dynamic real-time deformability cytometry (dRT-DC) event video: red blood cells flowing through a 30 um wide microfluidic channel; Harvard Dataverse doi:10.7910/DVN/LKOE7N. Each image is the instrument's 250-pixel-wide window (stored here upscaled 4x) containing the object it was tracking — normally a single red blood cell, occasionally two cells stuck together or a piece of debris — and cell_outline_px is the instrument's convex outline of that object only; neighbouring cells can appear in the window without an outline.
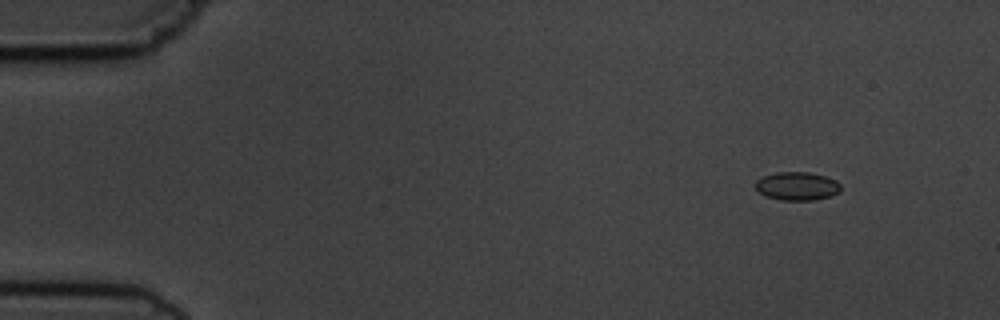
{"species": "common noctule bat (a hibernating species)", "species_latin": "Nyctalus noctula", "temperature_condition": "cold", "stored_images_in_passage": 4, "camera_frame_rate_fps": 3000, "um_per_image_px": 0.085, "animal": {"sex": "male", "body_mass_g": 19.5, "forearm_length_mm": 54.6}, "frame": {"image": 1, "passage_image": 1, "time_ms": 0.0, "image_size_px": [1000, 320], "cell_outline_px": [[840, 192], [832, 196], [812, 200], [780, 200], [764, 196], [756, 188], [756, 180], [764, 176], [776, 172], [808, 172], [824, 176], [836, 180], [840, 184]], "centroid_in_image_um": [67.76, 15.82], "position_along_channel_um": 17.2, "area_um2": 14.1}}
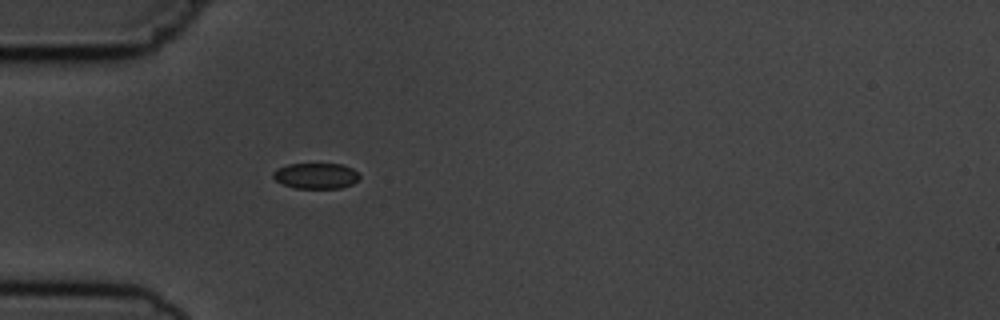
{"frame": {"image": 2, "passage_image": 4, "time_ms": 3.667, "image_size_px": [1000, 320], "cell_outline_px": [[360, 180], [352, 184], [340, 188], [296, 188], [284, 184], [276, 180], [272, 176], [272, 172], [276, 168], [288, 164], [340, 164], [352, 168], [360, 176]], "centroid_in_image_um": [26.86, 14.94], "position_along_channel_um": 58.1, "area_um2": 12.95}}